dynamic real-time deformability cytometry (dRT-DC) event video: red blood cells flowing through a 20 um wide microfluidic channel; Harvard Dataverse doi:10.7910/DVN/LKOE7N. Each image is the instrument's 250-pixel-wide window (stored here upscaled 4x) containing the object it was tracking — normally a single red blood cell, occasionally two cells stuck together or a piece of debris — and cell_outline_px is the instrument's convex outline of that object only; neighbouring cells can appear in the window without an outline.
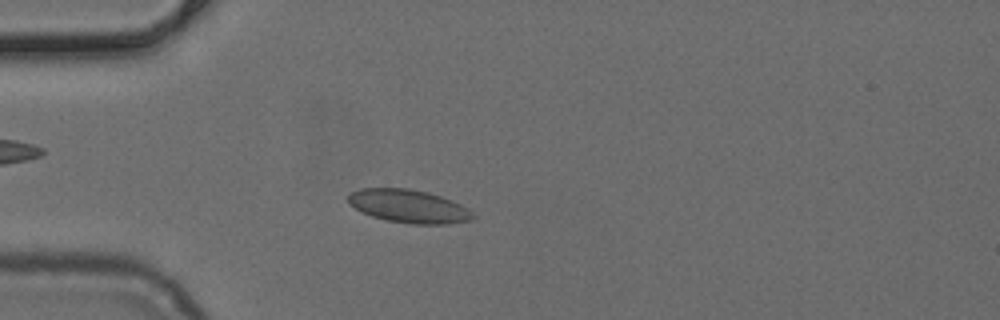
{"species": "common noctule bat (a hibernating species)", "species_latin": "Nyctalus noctula", "temperature_condition": "cold", "stored_images_in_passage": 50, "camera_frame_rate_fps": 3000, "um_per_image_px": 0.085, "animal": {"sex": "female", "body_mass_g": 24.6, "forearm_length_mm": 56.2}, "frame": {"image": 1, "passage_image": 13, "time_ms": 4.0, "image_size_px": [1000, 320], "cell_outline_px": [[476, 216], [472, 220], [448, 224], [412, 224], [384, 220], [372, 216], [348, 204], [348, 196], [352, 192], [360, 188], [408, 188], [428, 192], [440, 196], [460, 204], [468, 208]], "centroid_in_image_um": [34.75, 17.53], "position_along_channel_um": 50.2, "area_um2": 24.16}}
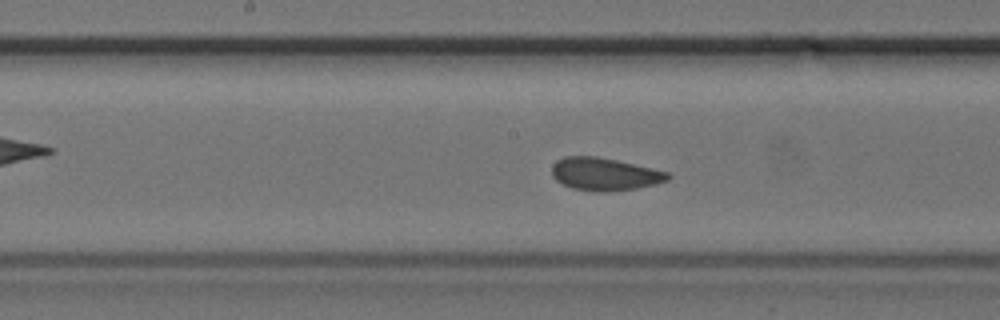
{"frame": {"image": 2, "passage_image": 25, "time_ms": 8.0, "image_size_px": [1000, 320], "cell_outline_px": [[672, 176], [668, 180], [656, 184], [636, 188], [608, 192], [592, 192], [572, 188], [556, 180], [552, 176], [552, 164], [556, 160], [564, 156], [596, 156], [616, 160], [668, 172]], "centroid_in_image_um": [51.37, 14.8], "position_along_channel_um": 196.8, "area_um2": 22.2}}
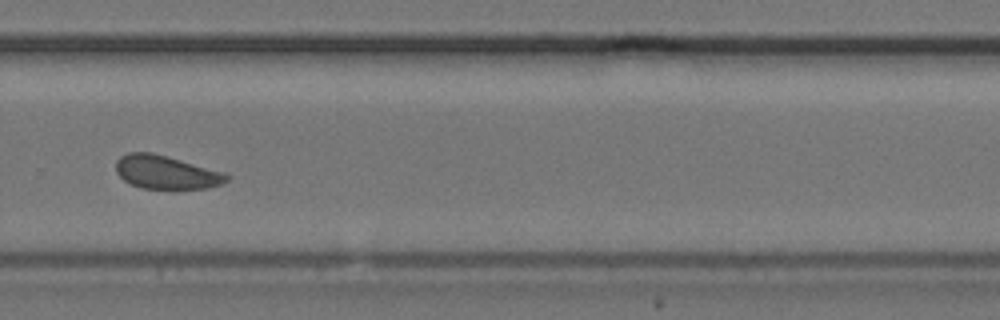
{"frame": {"image": 3, "passage_image": 34, "time_ms": 11.0, "image_size_px": [1000, 320], "cell_outline_px": [[228, 180], [224, 184], [208, 188], [176, 192], [172, 192], [140, 188], [124, 180], [116, 172], [116, 160], [120, 156], [128, 152], [152, 152], [168, 156], [228, 172]], "centroid_in_image_um": [14.19, 14.69], "position_along_channel_um": 315.6, "area_um2": 22.89}}